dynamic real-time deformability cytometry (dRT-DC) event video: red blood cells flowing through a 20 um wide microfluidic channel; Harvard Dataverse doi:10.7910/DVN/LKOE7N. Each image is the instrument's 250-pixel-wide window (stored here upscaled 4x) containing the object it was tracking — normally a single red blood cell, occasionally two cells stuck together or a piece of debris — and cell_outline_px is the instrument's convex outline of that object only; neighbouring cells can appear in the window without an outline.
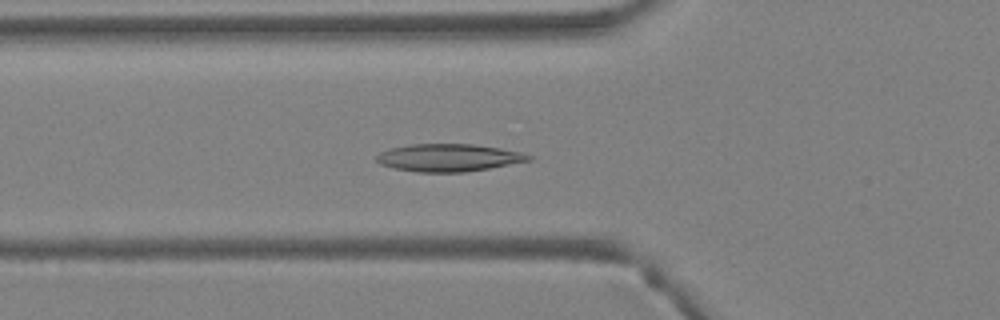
{"species": "Egyptian fruit bat (a non-hibernating species)", "species_latin": "Rousettus aegyptiacus", "temperature_condition": "warm", "stored_images_in_passage": 41, "camera_frame_rate_fps": 3000, "um_per_image_px": 0.085, "animal": {"sex": "female"}, "frame": {"image": 1, "passage_image": 15, "time_ms": 4.667, "image_size_px": [1000, 320], "cell_outline_px": [[532, 160], [488, 168], [464, 172], [416, 172], [396, 168], [380, 164], [376, 160], [376, 156], [380, 152], [392, 148], [412, 144], [472, 144], [500, 148], [520, 152], [532, 156]], "centroid_in_image_um": [38.13, 13.4], "position_along_channel_um": 87.7, "area_um2": 24.16}}
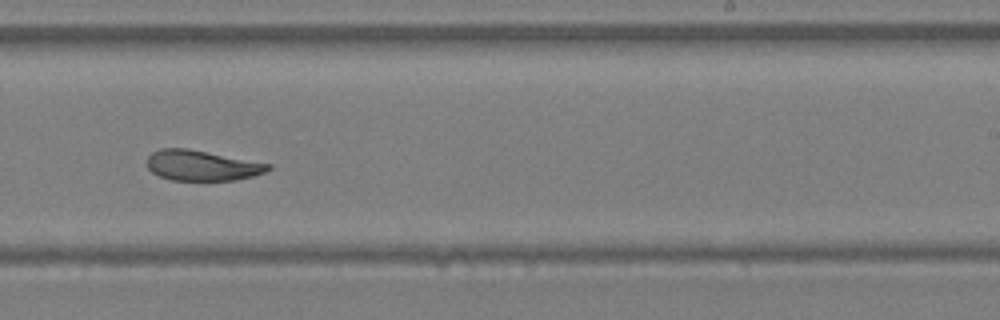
{"frame": {"image": 2, "passage_image": 26, "time_ms": 8.333, "image_size_px": [1000, 320], "cell_outline_px": [[272, 168], [264, 172], [252, 176], [236, 180], [172, 180], [160, 176], [152, 172], [148, 168], [148, 156], [152, 152], [160, 148], [188, 148], [272, 164]], "centroid_in_image_um": [17.17, 14.06], "position_along_channel_um": 271.8, "area_um2": 21.39}}
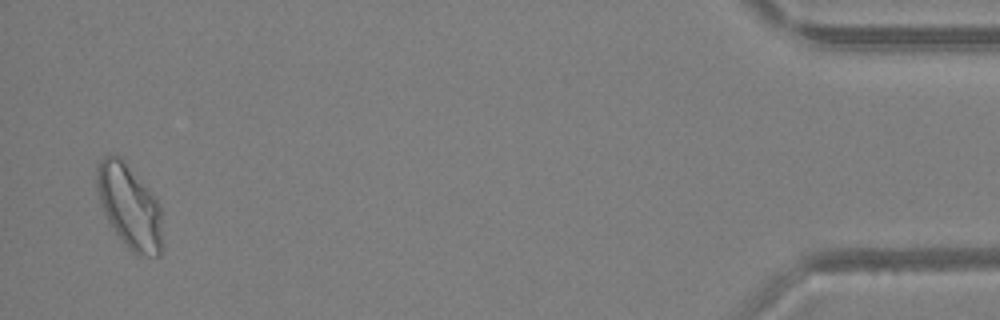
{"frame": {"image": 3, "passage_image": 40, "time_ms": 13.0, "image_size_px": [1000, 320], "cell_outline_px": [[160, 256], [136, 256], [120, 240], [108, 220], [104, 212], [96, 188], [96, 168], [100, 160], [104, 156], [120, 156], [124, 160], [160, 204]], "centroid_in_image_um": [10.97, 17.56], "position_along_channel_um": 424.2, "area_um2": 31.56}}